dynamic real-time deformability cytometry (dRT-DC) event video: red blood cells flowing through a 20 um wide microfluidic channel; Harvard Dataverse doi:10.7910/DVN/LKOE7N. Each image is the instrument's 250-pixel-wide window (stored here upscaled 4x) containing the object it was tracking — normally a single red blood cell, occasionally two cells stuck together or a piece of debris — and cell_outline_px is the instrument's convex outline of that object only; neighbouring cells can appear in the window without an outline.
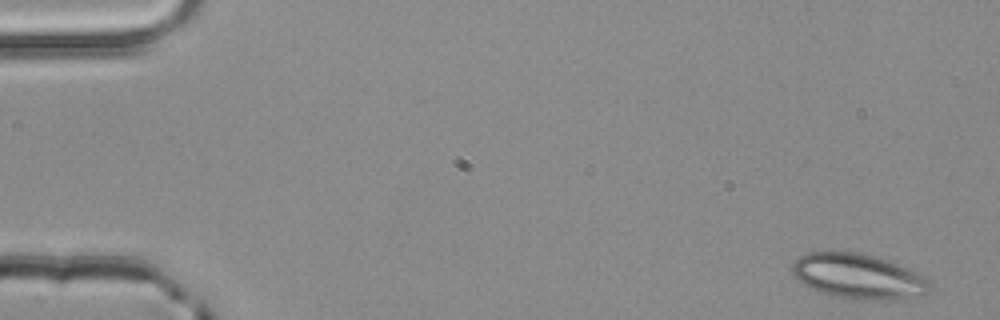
{"species": "common noctule bat (a hibernating species)", "species_latin": "Nyctalus noctula", "temperature_condition": "room temperature", "stored_images_in_passage": 4, "camera_frame_rate_fps": 3000, "um_per_image_px": 0.085, "animal": {"sex": "male", "body_mass_g": 20.4}, "frame": {"image": 1, "passage_image": 1, "time_ms": 0.0, "image_size_px": [1000, 320], "cell_outline_px": [[932, 288], [928, 292], [888, 300], [872, 300], [832, 296], [820, 292], [804, 284], [792, 272], [792, 264], [800, 256], [808, 252], [856, 252], [876, 256], [888, 260], [908, 268], [924, 276], [932, 284]], "centroid_in_image_um": [72.96, 23.47], "position_along_channel_um": 12.0, "area_um2": 35.66}}